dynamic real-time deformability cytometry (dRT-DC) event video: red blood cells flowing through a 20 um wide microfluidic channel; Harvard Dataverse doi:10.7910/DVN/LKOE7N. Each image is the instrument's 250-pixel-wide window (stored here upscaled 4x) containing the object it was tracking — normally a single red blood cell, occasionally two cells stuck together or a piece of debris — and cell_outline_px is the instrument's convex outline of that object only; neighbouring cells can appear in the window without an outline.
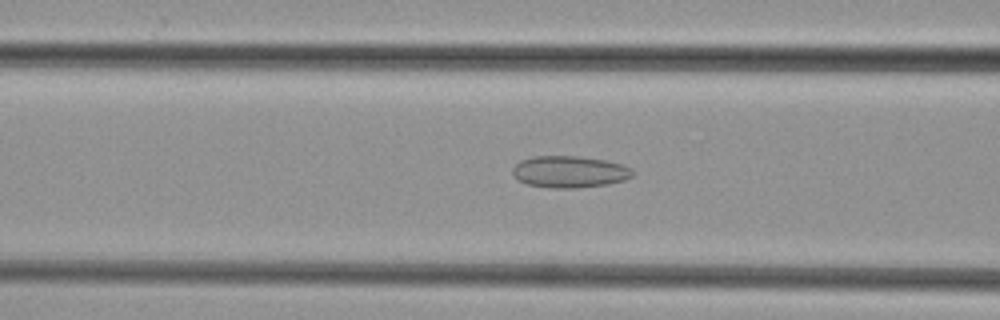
{"species": "common noctule bat (a hibernating species)", "species_latin": "Nyctalus noctula", "temperature_condition": "cold", "stored_images_in_passage": 40, "camera_frame_rate_fps": 3000, "um_per_image_px": 0.085, "animal": {"sex": "female", "body_mass_g": 29.2, "forearm_length_mm": 56.3}, "frame": {"image": 1, "passage_image": 10, "time_ms": 3.0, "image_size_px": [1000, 320], "cell_outline_px": [[632, 176], [624, 180], [608, 184], [576, 188], [552, 188], [528, 184], [516, 180], [512, 172], [512, 168], [520, 160], [532, 156], [576, 156], [604, 160], [620, 164], [632, 168]], "centroid_in_image_um": [48.37, 14.6], "position_along_channel_um": 118.2, "area_um2": 22.2}}
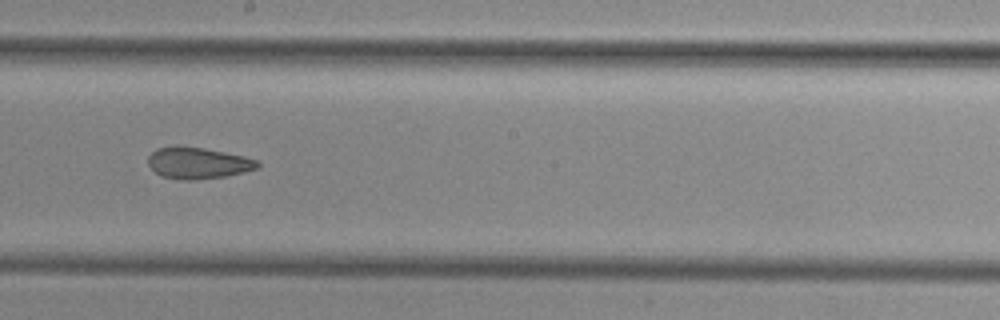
{"frame": {"image": 2, "passage_image": 18, "time_ms": 5.667, "image_size_px": [1000, 320], "cell_outline_px": [[260, 168], [244, 172], [224, 176], [192, 180], [180, 180], [160, 176], [148, 164], [148, 156], [156, 148], [176, 144], [180, 144], [204, 148], [244, 156], [256, 160], [260, 164]], "centroid_in_image_um": [16.79, 13.83], "position_along_channel_um": 231.4, "area_um2": 20.35}}
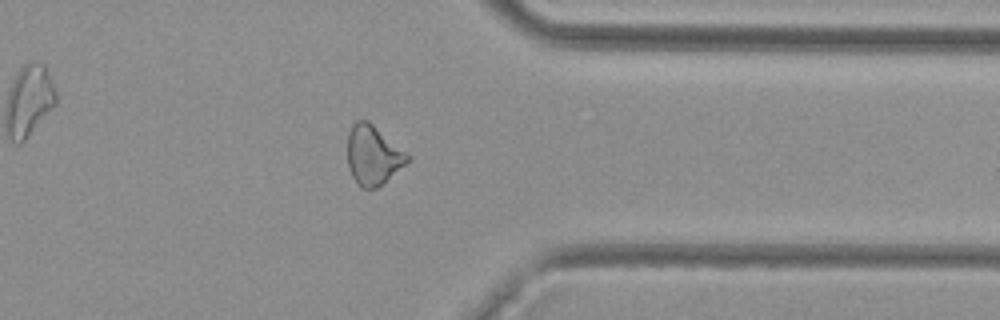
{"frame": {"image": 3, "passage_image": 29, "time_ms": 9.333, "image_size_px": [1000, 320], "cell_outline_px": [[408, 160], [404, 164], [376, 188], [360, 188], [356, 184], [348, 168], [348, 132], [352, 124], [356, 120], [368, 120], [404, 152], [408, 156]], "centroid_in_image_um": [31.62, 13.19], "position_along_channel_um": 379.8, "area_um2": 20.11}}